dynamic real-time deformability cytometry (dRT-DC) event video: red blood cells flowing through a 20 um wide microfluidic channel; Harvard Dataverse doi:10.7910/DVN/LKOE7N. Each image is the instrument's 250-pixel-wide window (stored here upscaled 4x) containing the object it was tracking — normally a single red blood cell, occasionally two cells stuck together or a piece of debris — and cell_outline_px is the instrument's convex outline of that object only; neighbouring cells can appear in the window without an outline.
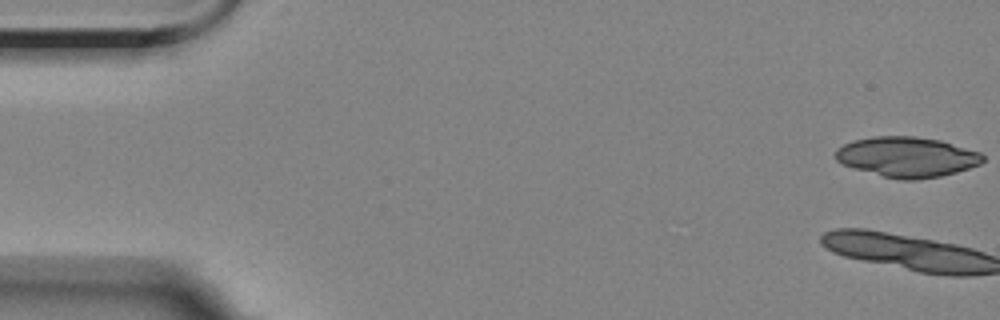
{"species": "Egyptian fruit bat (a non-hibernating species)", "species_latin": "Rousettus aegyptiacus", "temperature_condition": "room temperature", "stored_images_in_passage": 14, "camera_frame_rate_fps": 3000, "um_per_image_px": 0.085, "animal": {"sex": "female"}, "frame": {"image": 1, "passage_image": 1, "time_ms": 0.0, "image_size_px": [1000, 320], "cell_outline_px": [[984, 160], [980, 164], [956, 172], [940, 176], [916, 180], [900, 180], [884, 176], [856, 168], [844, 164], [836, 160], [836, 148], [852, 140], [872, 136], [912, 136], [940, 140], [980, 152], [984, 156]], "centroid_in_image_um": [77.1, 13.33], "position_along_channel_um": 7.9, "area_um2": 34.28}}